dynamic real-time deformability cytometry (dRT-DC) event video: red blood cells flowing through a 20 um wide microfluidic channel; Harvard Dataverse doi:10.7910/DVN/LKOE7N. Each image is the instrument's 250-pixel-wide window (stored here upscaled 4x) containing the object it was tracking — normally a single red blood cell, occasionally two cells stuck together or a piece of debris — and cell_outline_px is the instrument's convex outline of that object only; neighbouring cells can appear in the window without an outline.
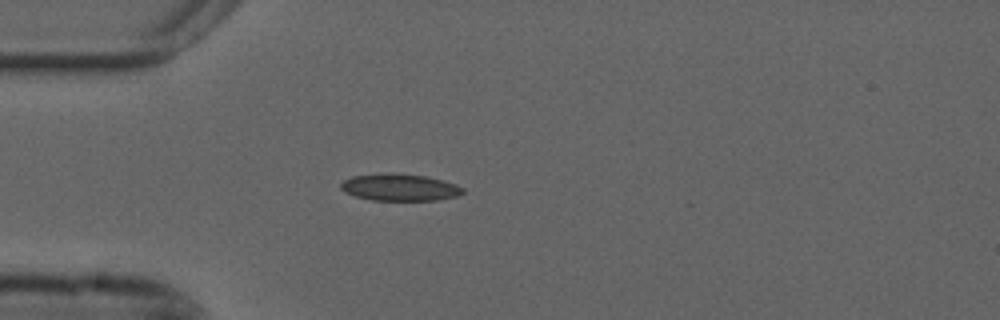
{"species": "common noctule bat (a hibernating species)", "species_latin": "Nyctalus noctula", "temperature_condition": "cold", "stored_images_in_passage": 41, "camera_frame_rate_fps": 3000, "um_per_image_px": 0.085, "animal": {"sex": "male", "forearm_length_mm": 52.5}, "frame": {"image": 1, "passage_image": 1, "time_ms": 0.0, "image_size_px": [1000, 320], "cell_outline_px": [[464, 192], [456, 196], [436, 200], [372, 200], [356, 196], [344, 192], [340, 188], [340, 184], [344, 180], [352, 176], [388, 172], [392, 172], [424, 176], [444, 180], [456, 184], [464, 188]], "centroid_in_image_um": [33.96, 15.91], "position_along_channel_um": 51.0, "area_um2": 19.25}}
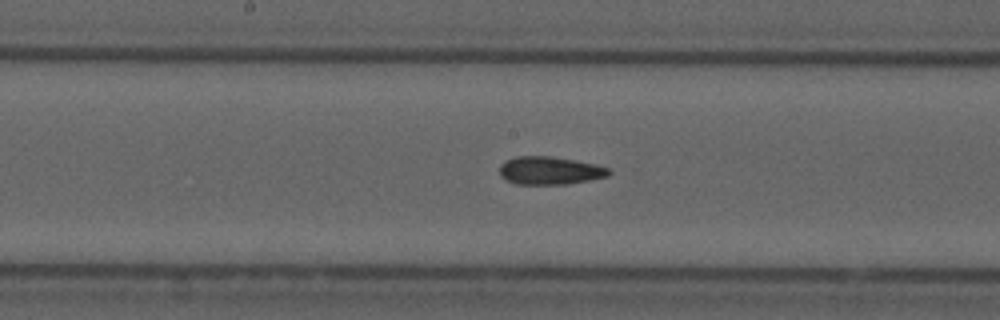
{"frame": {"image": 2, "passage_image": 14, "time_ms": 4.333, "image_size_px": [1000, 320], "cell_outline_px": [[612, 172], [608, 176], [568, 184], [516, 184], [504, 180], [500, 176], [500, 164], [516, 156], [552, 156], [596, 164], [608, 168]], "centroid_in_image_um": [46.72, 14.5], "position_along_channel_um": 201.5, "area_um2": 17.86}}
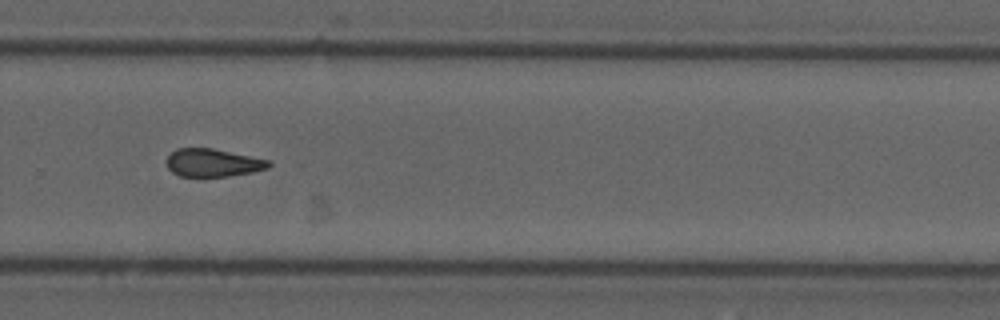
{"frame": {"image": 3, "passage_image": 23, "time_ms": 7.333, "image_size_px": [1000, 320], "cell_outline_px": [[272, 164], [268, 168], [252, 172], [228, 176], [180, 176], [172, 172], [168, 168], [168, 156], [176, 148], [212, 148], [272, 160]], "centroid_in_image_um": [18.14, 13.83], "position_along_channel_um": 311.7, "area_um2": 16.59}, "authors_computed_cell_mechanics": {"area_um2": 17.5712, "velocity_mm_per_s": 3.6984, "shape_relaxation_time_tau1_ms": null, "shape_relaxation_time_tau2_ms": 5.5667, "deformation_change_tau1": null, "deformation_change_tau2": 0.1209}}